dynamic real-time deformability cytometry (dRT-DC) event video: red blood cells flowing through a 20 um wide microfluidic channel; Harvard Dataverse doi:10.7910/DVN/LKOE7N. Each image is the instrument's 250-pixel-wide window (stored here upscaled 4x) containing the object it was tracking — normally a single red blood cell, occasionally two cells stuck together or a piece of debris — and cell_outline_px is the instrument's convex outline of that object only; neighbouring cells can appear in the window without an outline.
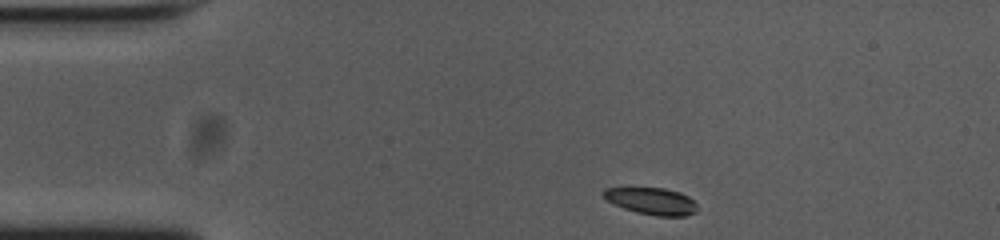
{"species": "common noctule bat (a hibernating species)", "species_latin": "Nyctalus noctula", "temperature_condition": "cold", "stored_images_in_passage": 46, "camera_frame_rate_fps": 3000, "um_per_image_px": 0.085, "animal": {"sex": "female", "body_mass_g": 23.0, "forearm_length_mm": 53.4}, "frame": {"image": 1, "passage_image": 1, "time_ms": 0.0, "image_size_px": [1000, 240], "cell_outline_px": [[696, 212], [684, 216], [656, 216], [636, 212], [612, 204], [604, 196], [604, 188], [664, 188], [680, 192], [688, 196], [696, 204]], "centroid_in_image_um": [55.4, 17.1], "position_along_channel_um": 29.6, "area_um2": 14.57}}
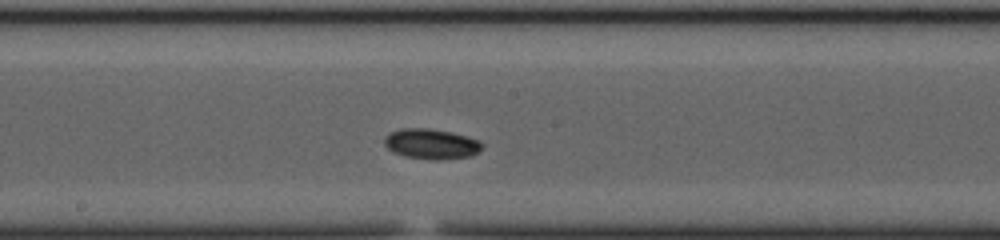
{"frame": {"image": 2, "passage_image": 20, "time_ms": 6.333, "image_size_px": [1000, 240], "cell_outline_px": [[484, 144], [472, 156], [440, 160], [436, 160], [404, 156], [392, 152], [384, 144], [384, 136], [388, 132], [400, 128], [428, 128], [452, 132], [468, 136], [480, 140]], "centroid_in_image_um": [36.63, 12.22], "position_along_channel_um": 211.6, "area_um2": 17.46}}
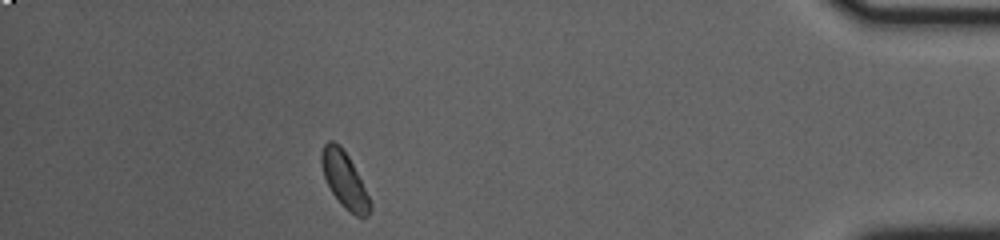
{"frame": {"image": 3, "passage_image": 40, "time_ms": 13.0, "image_size_px": [1000, 240], "cell_outline_px": [[372, 208], [368, 216], [356, 216], [344, 208], [332, 192], [324, 176], [320, 164], [320, 152], [324, 144], [328, 140], [332, 140], [340, 144], [348, 156], [372, 204]], "centroid_in_image_um": [29.24, 15.26], "position_along_channel_um": 406.0, "area_um2": 15.61}, "authors_computed_cell_mechanics": {"area_um2": 15.9528, "velocity_mm_per_s": 3.7098, "shape_relaxation_time_tau1_ms": 7.2931, "shape_relaxation_time_tau2_ms": 6.2495, "deformation_change_tau1": 0.1873, "deformation_change_tau2": 0.0573}}